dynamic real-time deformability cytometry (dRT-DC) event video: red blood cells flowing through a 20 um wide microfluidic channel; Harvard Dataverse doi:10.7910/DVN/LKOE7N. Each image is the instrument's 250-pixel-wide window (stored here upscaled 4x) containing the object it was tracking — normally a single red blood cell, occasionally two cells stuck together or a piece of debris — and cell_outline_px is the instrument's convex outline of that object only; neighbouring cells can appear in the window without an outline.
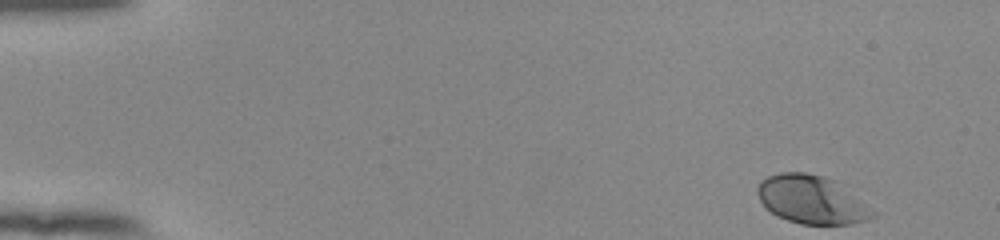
{"species": "human", "species_latin": "Homo sapiens", "temperature_condition": "room temperature", "stored_images_in_passage": 51, "camera_frame_rate_fps": 3000, "um_per_image_px": 0.085, "donor": {"sex": "female"}, "frame": {"image": 1, "passage_image": 1, "time_ms": 0.0, "image_size_px": [1000, 240], "cell_outline_px": [[876, 216], [852, 224], [800, 224], [776, 216], [764, 208], [756, 192], [756, 188], [760, 180], [768, 176], [780, 172], [808, 172], [824, 176], [836, 180], [876, 212]], "centroid_in_image_um": [68.95, 16.96], "position_along_channel_um": 16.0, "area_um2": 32.71}}
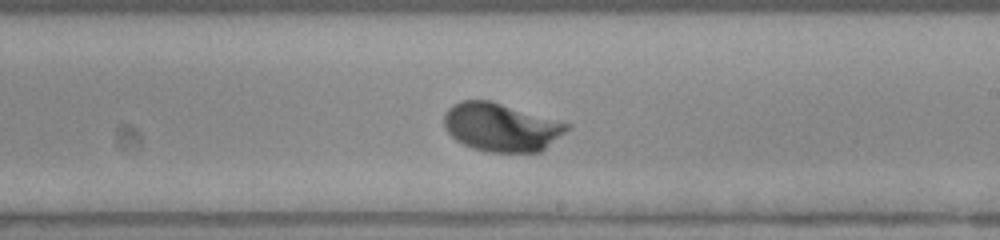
{"frame": {"image": 2, "passage_image": 30, "time_ms": 9.667, "image_size_px": [1000, 240], "cell_outline_px": [[572, 128], [540, 152], [488, 152], [472, 148], [456, 140], [444, 128], [444, 112], [452, 104], [460, 100], [488, 100], [572, 124]], "centroid_in_image_um": [42.6, 10.81], "position_along_channel_um": 246.4, "area_um2": 34.74}}
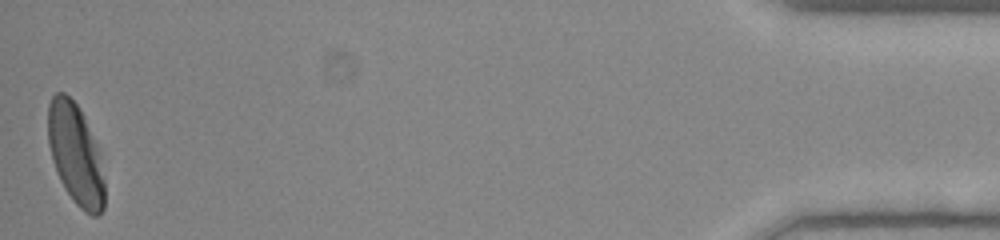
{"frame": {"image": 3, "passage_image": 51, "time_ms": 16.667, "image_size_px": [1000, 240], "cell_outline_px": [[104, 208], [96, 216], [92, 216], [84, 212], [72, 200], [64, 188], [60, 180], [52, 160], [48, 144], [48, 104], [52, 96], [56, 92], [64, 92], [80, 108], [84, 116], [96, 144], [104, 180]], "centroid_in_image_um": [6.4, 13.11], "position_along_channel_um": 428.8, "area_um2": 33.12}, "authors_computed_cell_mechanics": {"area_um2": 32.7148, "velocity_mm_per_s": 3.8087, "shape_relaxation_time_tau1_ms": 1.8707, "shape_relaxation_time_tau2_ms": null, "deformation_change_tau1": 0.1411, "deformation_change_tau2": null}}